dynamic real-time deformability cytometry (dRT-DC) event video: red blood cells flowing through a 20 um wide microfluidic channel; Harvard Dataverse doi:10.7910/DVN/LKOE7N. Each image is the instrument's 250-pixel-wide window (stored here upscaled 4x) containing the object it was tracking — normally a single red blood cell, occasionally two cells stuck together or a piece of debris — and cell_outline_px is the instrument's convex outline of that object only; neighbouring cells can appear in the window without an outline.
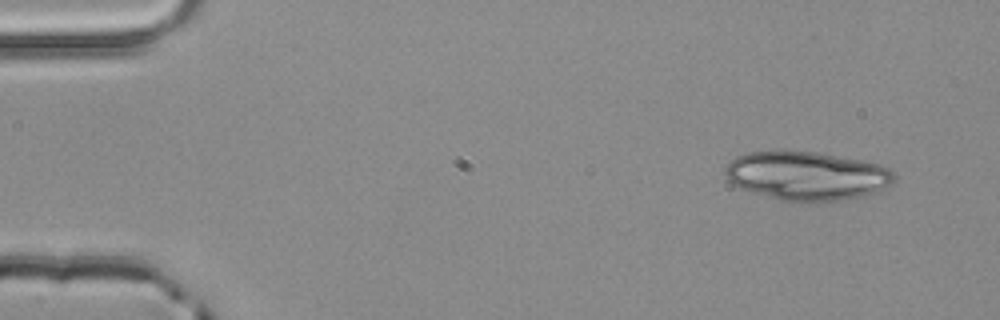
{"species": "common noctule bat (a hibernating species)", "species_latin": "Nyctalus noctula", "temperature_condition": "room temperature", "stored_images_in_passage": 3, "camera_frame_rate_fps": 3000, "um_per_image_px": 0.085, "animal": {"sex": "male", "body_mass_g": 20.4}, "frame": {"image": 1, "passage_image": 1, "time_ms": 0.0, "image_size_px": [1000, 320], "cell_outline_px": [[896, 180], [888, 188], [864, 196], [840, 200], [780, 200], [748, 192], [732, 184], [724, 176], [724, 168], [736, 156], [748, 152], [784, 148], [816, 152], [860, 160], [880, 164], [888, 168], [896, 176]], "centroid_in_image_um": [68.54, 14.91], "position_along_channel_um": 16.5, "area_um2": 48.78}}